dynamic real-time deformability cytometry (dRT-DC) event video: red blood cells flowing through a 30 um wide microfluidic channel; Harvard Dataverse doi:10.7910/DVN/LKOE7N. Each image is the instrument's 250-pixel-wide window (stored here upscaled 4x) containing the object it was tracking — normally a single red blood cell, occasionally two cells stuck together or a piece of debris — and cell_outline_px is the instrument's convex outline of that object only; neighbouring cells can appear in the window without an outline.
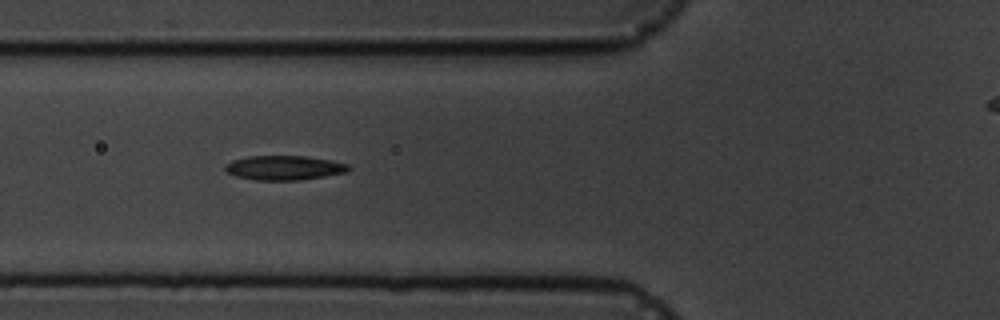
{"species": "common noctule bat (a hibernating species)", "species_latin": "Nyctalus noctula", "temperature_condition": "cold", "stored_images_in_passage": 9, "camera_frame_rate_fps": 3000, "um_per_image_px": 0.085, "animal": {"sex": "male", "body_mass_g": 19.5, "forearm_length_mm": 54.6}, "frame": {"image": 1, "passage_image": 8, "time_ms": 8.0, "image_size_px": [1000, 320], "cell_outline_px": [[352, 168], [348, 172], [300, 180], [256, 180], [236, 176], [228, 172], [224, 168], [232, 160], [248, 156], [304, 156], [332, 160], [348, 164]], "centroid_in_image_um": [24.2, 14.26], "position_along_channel_um": 101.6, "area_um2": 17.51}}
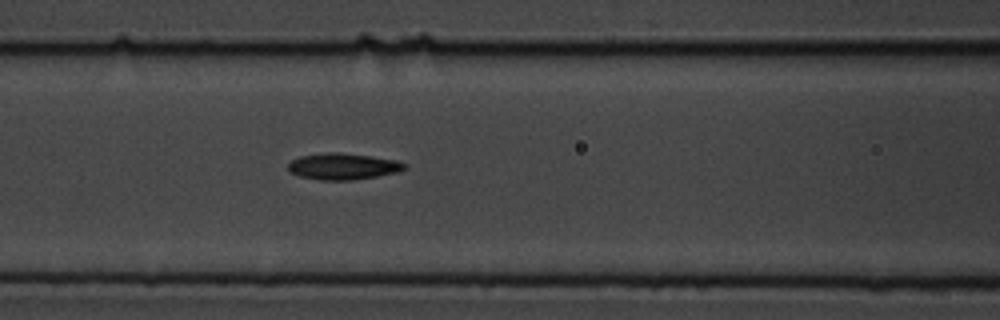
{"frame": {"image": 2, "passage_image": 9, "time_ms": 9.0, "image_size_px": [1000, 320], "cell_outline_px": [[408, 168], [396, 172], [376, 176], [352, 180], [320, 180], [300, 176], [288, 172], [288, 164], [292, 160], [300, 156], [328, 152], [340, 152], [372, 156], [396, 160], [408, 164]], "centroid_in_image_um": [29.16, 14.14], "position_along_channel_um": 137.4, "area_um2": 17.98}}